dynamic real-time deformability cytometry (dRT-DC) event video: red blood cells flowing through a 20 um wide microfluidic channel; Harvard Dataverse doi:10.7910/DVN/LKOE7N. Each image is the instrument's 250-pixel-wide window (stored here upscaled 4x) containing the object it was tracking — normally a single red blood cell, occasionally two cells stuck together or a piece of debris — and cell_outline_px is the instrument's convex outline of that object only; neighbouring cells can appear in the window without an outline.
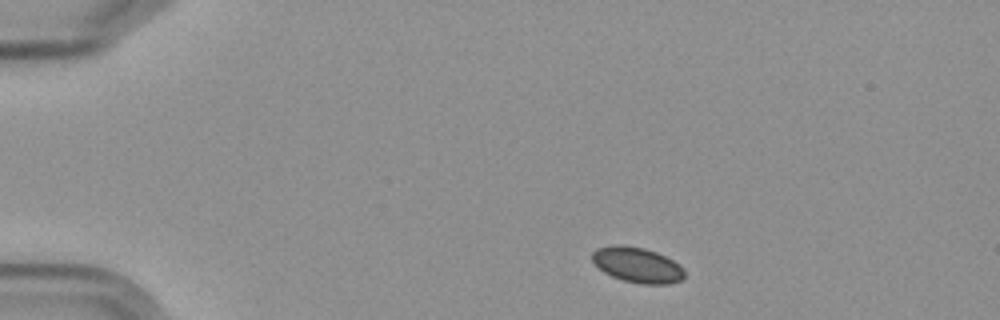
{"species": "Egyptian fruit bat (a non-hibernating species)", "species_latin": "Rousettus aegyptiacus", "temperature_condition": "cold", "stored_images_in_passage": 3, "camera_frame_rate_fps": 3000, "um_per_image_px": 0.085, "frame": {"image": 1, "passage_image": 1, "time_ms": 0.0, "image_size_px": [1000, 320], "cell_outline_px": [[684, 276], [680, 280], [668, 284], [640, 284], [624, 280], [612, 276], [604, 272], [592, 260], [592, 252], [596, 248], [616, 244], [624, 244], [644, 248], [656, 252], [680, 264], [684, 268]], "centroid_in_image_um": [54.17, 22.5], "position_along_channel_um": 30.8, "area_um2": 19.02}}